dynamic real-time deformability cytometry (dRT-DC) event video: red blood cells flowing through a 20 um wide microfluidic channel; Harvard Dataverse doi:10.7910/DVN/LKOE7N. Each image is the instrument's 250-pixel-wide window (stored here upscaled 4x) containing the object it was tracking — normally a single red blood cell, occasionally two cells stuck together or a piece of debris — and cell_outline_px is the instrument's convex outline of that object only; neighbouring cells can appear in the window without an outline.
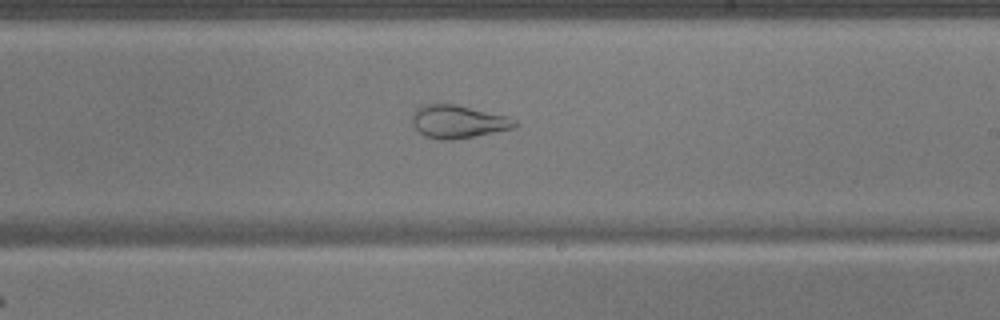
{"species": "common noctule bat (a hibernating species)", "species_latin": "Nyctalus noctula", "temperature_condition": "warm", "stored_images_in_passage": 39, "camera_frame_rate_fps": 3000, "um_per_image_px": 0.085, "animal": {"sex": "male", "body_mass_g": 17.9}, "frame": {"image": 1, "passage_image": 19, "time_ms": 6.0, "image_size_px": [1000, 320], "cell_outline_px": [[520, 124], [512, 128], [452, 140], [440, 140], [424, 136], [412, 124], [412, 116], [416, 108], [424, 104], [456, 104], [508, 116], [516, 120]], "centroid_in_image_um": [38.92, 10.33], "position_along_channel_um": 250.1, "area_um2": 19.65}}
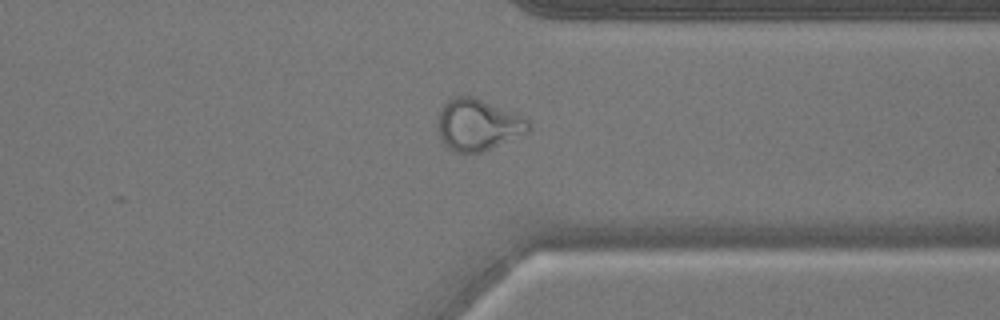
{"frame": {"image": 2, "passage_image": 28, "time_ms": 9.0, "image_size_px": [1000, 320], "cell_outline_px": [[532, 128], [528, 132], [480, 152], [456, 152], [448, 148], [440, 136], [440, 108], [452, 96], [472, 96], [516, 112], [528, 120], [532, 124]], "centroid_in_image_um": [40.67, 10.58], "position_along_channel_um": 370.7, "area_um2": 26.88}}
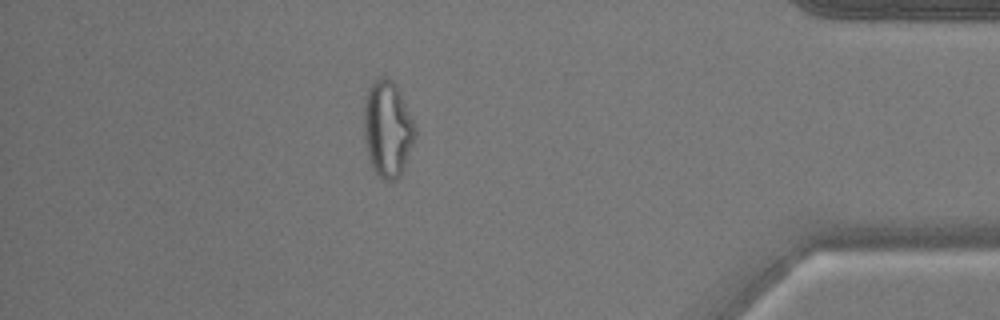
{"frame": {"image": 3, "passage_image": 33, "time_ms": 10.667, "image_size_px": [1000, 320], "cell_outline_px": [[416, 136], [404, 168], [400, 176], [396, 180], [384, 180], [376, 172], [368, 156], [364, 136], [364, 104], [368, 88], [380, 76], [388, 76], [396, 84], [400, 92], [416, 128]], "centroid_in_image_um": [32.95, 10.94], "position_along_channel_um": 402.3, "area_um2": 28.61}}